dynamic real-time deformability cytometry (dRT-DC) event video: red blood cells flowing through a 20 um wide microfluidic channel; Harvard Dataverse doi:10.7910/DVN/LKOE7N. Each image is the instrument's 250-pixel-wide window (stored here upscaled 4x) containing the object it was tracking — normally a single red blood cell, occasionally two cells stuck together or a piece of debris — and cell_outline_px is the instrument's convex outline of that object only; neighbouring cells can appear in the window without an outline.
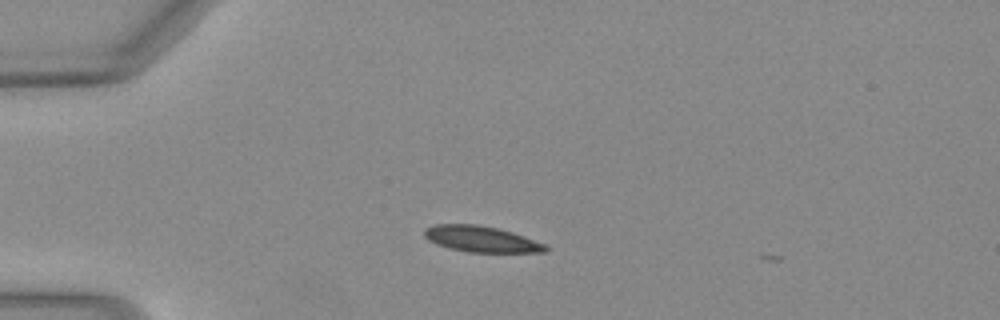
{"species": "Egyptian fruit bat (a non-hibernating species)", "species_latin": "Rousettus aegyptiacus", "temperature_condition": "warm", "stored_images_in_passage": 4, "camera_frame_rate_fps": 3000, "um_per_image_px": 0.085, "animal": {"sex": "female"}, "frame": {"image": 1, "passage_image": 1, "time_ms": 0.0, "image_size_px": [1000, 320], "cell_outline_px": [[548, 248], [544, 252], [468, 252], [448, 248], [436, 244], [428, 240], [424, 236], [424, 228], [436, 224], [476, 224], [496, 228], [512, 232], [524, 236], [544, 244]], "centroid_in_image_um": [40.85, 20.32], "position_along_channel_um": 44.1, "area_um2": 18.26}}